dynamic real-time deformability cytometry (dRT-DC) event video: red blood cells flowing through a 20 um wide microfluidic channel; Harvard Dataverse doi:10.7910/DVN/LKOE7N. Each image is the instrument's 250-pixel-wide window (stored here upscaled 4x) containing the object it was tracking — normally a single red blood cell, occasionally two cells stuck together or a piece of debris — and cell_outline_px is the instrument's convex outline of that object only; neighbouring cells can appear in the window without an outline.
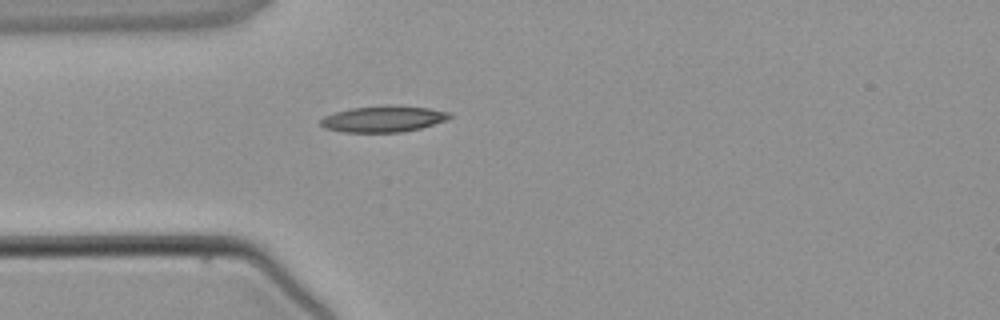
{"species": "common noctule bat (a hibernating species)", "species_latin": "Nyctalus noctula", "temperature_condition": "warm", "stored_images_in_passage": 1, "camera_frame_rate_fps": 3000, "um_per_image_px": 0.085, "animal": {"sex": "male", "body_mass_g": 21.5, "forearm_length_mm": 52.0}, "frame": {"image": 1, "passage_image": 1, "time_ms": 0.0, "image_size_px": [1000, 320], "cell_outline_px": [[452, 116], [448, 120], [420, 128], [400, 132], [340, 132], [324, 128], [320, 124], [320, 120], [324, 116], [336, 112], [352, 108], [384, 104], [428, 108], [452, 112]], "centroid_in_image_um": [32.59, 10.1], "position_along_channel_um": 52.4, "area_um2": 19.88}}